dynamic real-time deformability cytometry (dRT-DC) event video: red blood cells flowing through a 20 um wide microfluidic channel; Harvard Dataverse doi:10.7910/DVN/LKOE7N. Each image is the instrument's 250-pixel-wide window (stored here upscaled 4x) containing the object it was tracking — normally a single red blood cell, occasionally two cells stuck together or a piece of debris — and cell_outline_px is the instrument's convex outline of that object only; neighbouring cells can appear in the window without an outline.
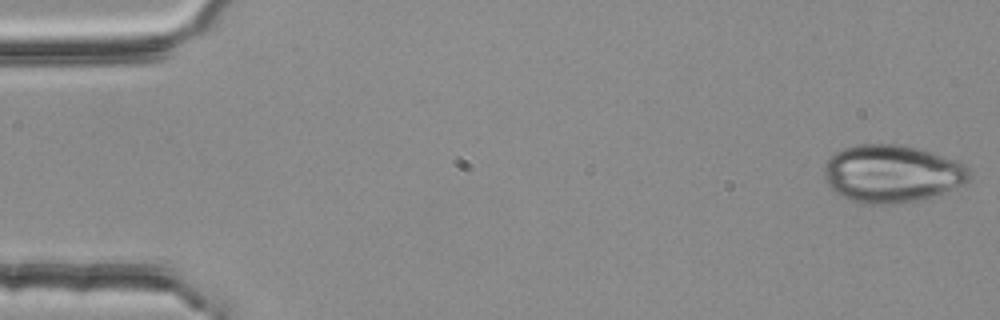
{"species": "common noctule bat (a hibernating species)", "species_latin": "Nyctalus noctula", "temperature_condition": "room temperature", "stored_images_in_passage": 53, "camera_frame_rate_fps": 3000, "um_per_image_px": 0.085, "animal": {"sex": "female", "body_mass_g": 25.1}, "frame": {"image": 1, "passage_image": 1, "time_ms": 0.0, "image_size_px": [1000, 320], "cell_outline_px": [[972, 176], [964, 184], [944, 192], [932, 196], [916, 200], [892, 204], [856, 204], [836, 192], [828, 184], [824, 176], [824, 164], [836, 152], [844, 148], [856, 144], [896, 144], [916, 148], [932, 152], [956, 160], [964, 164], [968, 168]], "centroid_in_image_um": [75.81, 14.76], "position_along_channel_um": 9.2, "area_um2": 48.78}}
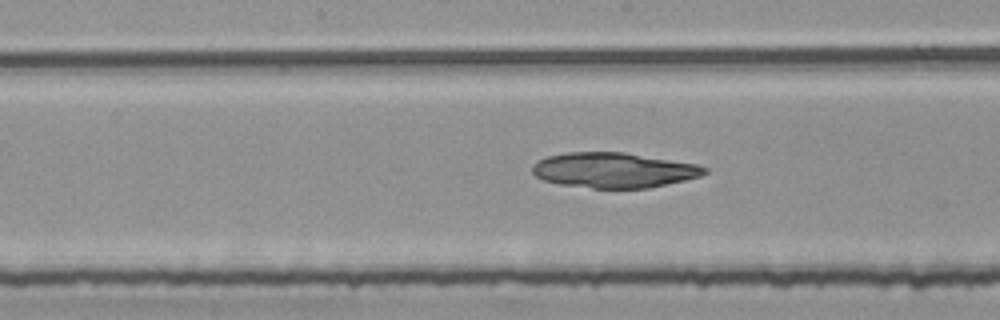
{"frame": {"image": 2, "passage_image": 27, "time_ms": 8.667, "image_size_px": [1000, 320], "cell_outline_px": [[708, 172], [700, 176], [684, 180], [648, 188], [592, 188], [560, 184], [544, 180], [536, 176], [532, 172], [532, 164], [536, 160], [548, 156], [568, 152], [624, 152], [696, 164], [708, 168]], "centroid_in_image_um": [52.14, 14.46], "position_along_channel_um": 196.1, "area_um2": 35.2}}
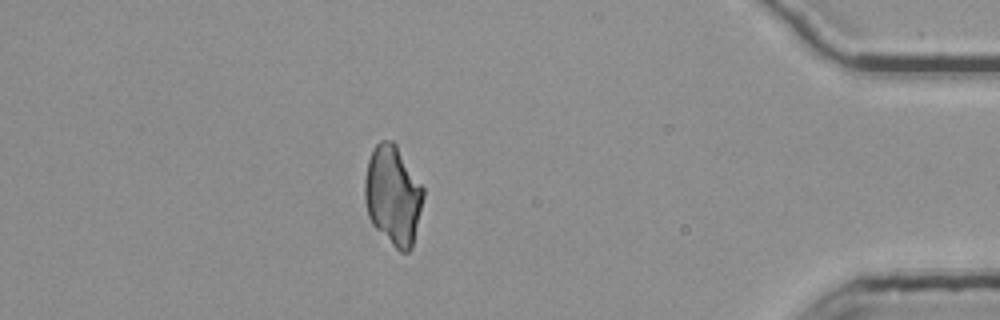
{"frame": {"image": 3, "passage_image": 47, "time_ms": 15.333, "image_size_px": [1000, 320], "cell_outline_px": [[424, 196], [412, 248], [408, 252], [400, 252], [372, 224], [368, 216], [364, 200], [364, 180], [368, 160], [372, 148], [380, 140], [392, 140], [396, 144], [424, 188]], "centroid_in_image_um": [33.39, 16.58], "position_along_channel_um": 401.8, "area_um2": 34.04}}